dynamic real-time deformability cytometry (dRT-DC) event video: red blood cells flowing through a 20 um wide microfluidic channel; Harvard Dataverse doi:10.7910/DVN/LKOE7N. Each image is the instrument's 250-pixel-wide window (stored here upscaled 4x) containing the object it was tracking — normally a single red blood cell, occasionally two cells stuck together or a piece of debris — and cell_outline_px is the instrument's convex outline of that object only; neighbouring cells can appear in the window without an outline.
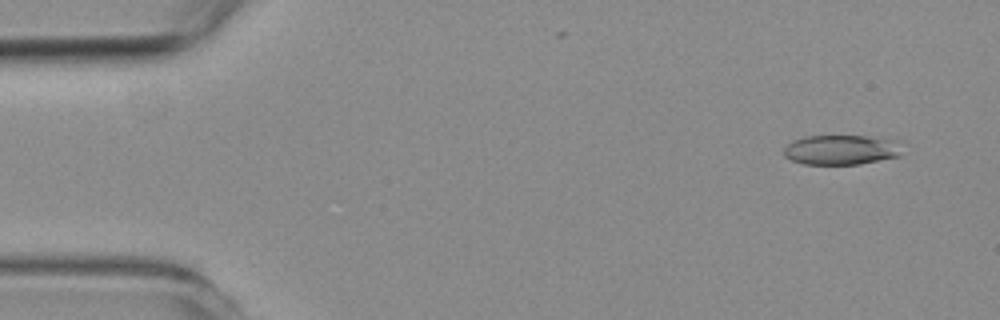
{"species": "common noctule bat (a hibernating species)", "species_latin": "Nyctalus noctula", "temperature_condition": "room temperature", "stored_images_in_passage": 17, "camera_frame_rate_fps": 3000, "um_per_image_px": 0.085, "animal": {"sex": "female", "body_mass_g": 19.3, "forearm_length_mm": 54.1}, "frame": {"image": 1, "passage_image": 4, "time_ms": 1.0, "image_size_px": [1000, 320], "cell_outline_px": [[900, 156], [860, 164], [804, 164], [792, 160], [784, 156], [784, 148], [792, 140], [804, 136], [868, 136], [880, 140], [896, 152]], "centroid_in_image_um": [71.21, 12.76], "position_along_channel_um": 13.8, "area_um2": 19.31}}
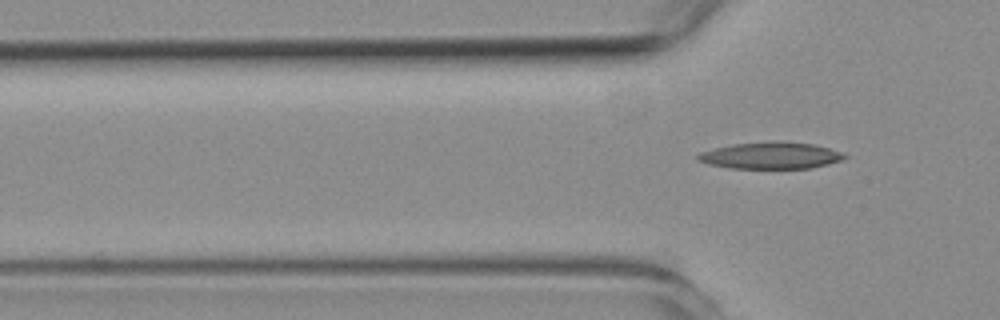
{"frame": {"image": 2, "passage_image": 17, "time_ms": 5.333, "image_size_px": [1000, 320], "cell_outline_px": [[848, 156], [840, 160], [828, 164], [812, 168], [728, 168], [708, 164], [696, 160], [696, 156], [700, 152], [732, 144], [772, 140], [812, 144], [828, 148], [840, 152]], "centroid_in_image_um": [65.47, 13.21], "position_along_channel_um": 60.3, "area_um2": 22.83}}